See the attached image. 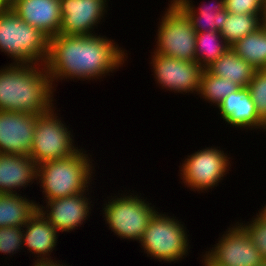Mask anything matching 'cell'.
<instances>
[{
	"instance_id": "obj_1",
	"label": "cell",
	"mask_w": 266,
	"mask_h": 266,
	"mask_svg": "<svg viewBox=\"0 0 266 266\" xmlns=\"http://www.w3.org/2000/svg\"><path fill=\"white\" fill-rule=\"evenodd\" d=\"M124 55L111 40L100 35L58 34L49 39L45 65L51 83L64 77L90 79L118 68L124 62Z\"/></svg>"
},
{
	"instance_id": "obj_2",
	"label": "cell",
	"mask_w": 266,
	"mask_h": 266,
	"mask_svg": "<svg viewBox=\"0 0 266 266\" xmlns=\"http://www.w3.org/2000/svg\"><path fill=\"white\" fill-rule=\"evenodd\" d=\"M10 65L0 70V110L32 115L49 112L53 84L46 65L42 71L33 64Z\"/></svg>"
},
{
	"instance_id": "obj_3",
	"label": "cell",
	"mask_w": 266,
	"mask_h": 266,
	"mask_svg": "<svg viewBox=\"0 0 266 266\" xmlns=\"http://www.w3.org/2000/svg\"><path fill=\"white\" fill-rule=\"evenodd\" d=\"M87 158L86 154L77 150L71 156L37 166V177L48 201L85 192L92 168Z\"/></svg>"
},
{
	"instance_id": "obj_4",
	"label": "cell",
	"mask_w": 266,
	"mask_h": 266,
	"mask_svg": "<svg viewBox=\"0 0 266 266\" xmlns=\"http://www.w3.org/2000/svg\"><path fill=\"white\" fill-rule=\"evenodd\" d=\"M0 49L16 59V64L34 63L35 66L40 60L46 64L49 38L20 19L14 11H1Z\"/></svg>"
},
{
	"instance_id": "obj_5",
	"label": "cell",
	"mask_w": 266,
	"mask_h": 266,
	"mask_svg": "<svg viewBox=\"0 0 266 266\" xmlns=\"http://www.w3.org/2000/svg\"><path fill=\"white\" fill-rule=\"evenodd\" d=\"M163 17L158 29L156 53L182 61H196V32L190 18L174 2Z\"/></svg>"
},
{
	"instance_id": "obj_6",
	"label": "cell",
	"mask_w": 266,
	"mask_h": 266,
	"mask_svg": "<svg viewBox=\"0 0 266 266\" xmlns=\"http://www.w3.org/2000/svg\"><path fill=\"white\" fill-rule=\"evenodd\" d=\"M178 222L156 211L140 240L146 253L160 261L182 258L188 249V239L184 226Z\"/></svg>"
},
{
	"instance_id": "obj_7",
	"label": "cell",
	"mask_w": 266,
	"mask_h": 266,
	"mask_svg": "<svg viewBox=\"0 0 266 266\" xmlns=\"http://www.w3.org/2000/svg\"><path fill=\"white\" fill-rule=\"evenodd\" d=\"M57 117L53 109L45 114L36 115V127L29 156L37 166L71 156L78 150L73 146L70 131Z\"/></svg>"
},
{
	"instance_id": "obj_8",
	"label": "cell",
	"mask_w": 266,
	"mask_h": 266,
	"mask_svg": "<svg viewBox=\"0 0 266 266\" xmlns=\"http://www.w3.org/2000/svg\"><path fill=\"white\" fill-rule=\"evenodd\" d=\"M108 203L104 214L111 230L121 238L140 241L156 210L132 195Z\"/></svg>"
},
{
	"instance_id": "obj_9",
	"label": "cell",
	"mask_w": 266,
	"mask_h": 266,
	"mask_svg": "<svg viewBox=\"0 0 266 266\" xmlns=\"http://www.w3.org/2000/svg\"><path fill=\"white\" fill-rule=\"evenodd\" d=\"M185 159L181 175L191 189L206 190L215 186L226 174L229 160L223 151L207 148Z\"/></svg>"
},
{
	"instance_id": "obj_10",
	"label": "cell",
	"mask_w": 266,
	"mask_h": 266,
	"mask_svg": "<svg viewBox=\"0 0 266 266\" xmlns=\"http://www.w3.org/2000/svg\"><path fill=\"white\" fill-rule=\"evenodd\" d=\"M227 232L214 251L208 252L215 262L225 266H260L266 262L242 224Z\"/></svg>"
},
{
	"instance_id": "obj_11",
	"label": "cell",
	"mask_w": 266,
	"mask_h": 266,
	"mask_svg": "<svg viewBox=\"0 0 266 266\" xmlns=\"http://www.w3.org/2000/svg\"><path fill=\"white\" fill-rule=\"evenodd\" d=\"M154 54L151 63H153L155 77L162 87L174 92H199L204 70L197 61L187 62L155 52Z\"/></svg>"
},
{
	"instance_id": "obj_12",
	"label": "cell",
	"mask_w": 266,
	"mask_h": 266,
	"mask_svg": "<svg viewBox=\"0 0 266 266\" xmlns=\"http://www.w3.org/2000/svg\"><path fill=\"white\" fill-rule=\"evenodd\" d=\"M35 127L36 115L0 110V153L29 156Z\"/></svg>"
},
{
	"instance_id": "obj_13",
	"label": "cell",
	"mask_w": 266,
	"mask_h": 266,
	"mask_svg": "<svg viewBox=\"0 0 266 266\" xmlns=\"http://www.w3.org/2000/svg\"><path fill=\"white\" fill-rule=\"evenodd\" d=\"M105 2L106 0H60L62 21L59 34L92 35L90 30L103 16Z\"/></svg>"
},
{
	"instance_id": "obj_14",
	"label": "cell",
	"mask_w": 266,
	"mask_h": 266,
	"mask_svg": "<svg viewBox=\"0 0 266 266\" xmlns=\"http://www.w3.org/2000/svg\"><path fill=\"white\" fill-rule=\"evenodd\" d=\"M13 11L49 39L59 34L62 21L60 0H18Z\"/></svg>"
},
{
	"instance_id": "obj_15",
	"label": "cell",
	"mask_w": 266,
	"mask_h": 266,
	"mask_svg": "<svg viewBox=\"0 0 266 266\" xmlns=\"http://www.w3.org/2000/svg\"><path fill=\"white\" fill-rule=\"evenodd\" d=\"M84 193L47 201L50 212L47 213L37 204V209L56 228L57 231H68L78 227L88 216L90 207ZM44 211V212H43ZM47 213V216H45Z\"/></svg>"
},
{
	"instance_id": "obj_16",
	"label": "cell",
	"mask_w": 266,
	"mask_h": 266,
	"mask_svg": "<svg viewBox=\"0 0 266 266\" xmlns=\"http://www.w3.org/2000/svg\"><path fill=\"white\" fill-rule=\"evenodd\" d=\"M218 108L222 118L233 127H262L263 120L258 116L247 87L230 93L218 104Z\"/></svg>"
},
{
	"instance_id": "obj_17",
	"label": "cell",
	"mask_w": 266,
	"mask_h": 266,
	"mask_svg": "<svg viewBox=\"0 0 266 266\" xmlns=\"http://www.w3.org/2000/svg\"><path fill=\"white\" fill-rule=\"evenodd\" d=\"M35 178L37 165L30 156L0 153V194H12Z\"/></svg>"
},
{
	"instance_id": "obj_18",
	"label": "cell",
	"mask_w": 266,
	"mask_h": 266,
	"mask_svg": "<svg viewBox=\"0 0 266 266\" xmlns=\"http://www.w3.org/2000/svg\"><path fill=\"white\" fill-rule=\"evenodd\" d=\"M27 226V227H26ZM22 242L31 252L40 254L41 260H49V252L54 249L57 242L56 228L37 209L24 225ZM42 254V256H41ZM44 256V257H43ZM46 256V258H45Z\"/></svg>"
},
{
	"instance_id": "obj_19",
	"label": "cell",
	"mask_w": 266,
	"mask_h": 266,
	"mask_svg": "<svg viewBox=\"0 0 266 266\" xmlns=\"http://www.w3.org/2000/svg\"><path fill=\"white\" fill-rule=\"evenodd\" d=\"M206 70L212 75L229 79L239 87H247L256 69L230 47Z\"/></svg>"
},
{
	"instance_id": "obj_20",
	"label": "cell",
	"mask_w": 266,
	"mask_h": 266,
	"mask_svg": "<svg viewBox=\"0 0 266 266\" xmlns=\"http://www.w3.org/2000/svg\"><path fill=\"white\" fill-rule=\"evenodd\" d=\"M190 18L196 33H204L207 31L220 32L227 18V10L225 9V0H219L217 5H211L199 8V16L196 14L194 6L189 0H173ZM194 9V10H193ZM196 16V17H195ZM205 21V23L203 21ZM203 23V24H202ZM207 28V29H206Z\"/></svg>"
},
{
	"instance_id": "obj_21",
	"label": "cell",
	"mask_w": 266,
	"mask_h": 266,
	"mask_svg": "<svg viewBox=\"0 0 266 266\" xmlns=\"http://www.w3.org/2000/svg\"><path fill=\"white\" fill-rule=\"evenodd\" d=\"M37 210L33 201L14 193L0 194V227H22Z\"/></svg>"
},
{
	"instance_id": "obj_22",
	"label": "cell",
	"mask_w": 266,
	"mask_h": 266,
	"mask_svg": "<svg viewBox=\"0 0 266 266\" xmlns=\"http://www.w3.org/2000/svg\"><path fill=\"white\" fill-rule=\"evenodd\" d=\"M231 49L256 70L266 69V25L237 41Z\"/></svg>"
},
{
	"instance_id": "obj_23",
	"label": "cell",
	"mask_w": 266,
	"mask_h": 266,
	"mask_svg": "<svg viewBox=\"0 0 266 266\" xmlns=\"http://www.w3.org/2000/svg\"><path fill=\"white\" fill-rule=\"evenodd\" d=\"M217 39H220L221 41L219 40L218 42ZM195 46L196 61L203 70H206L209 66H211L230 48L220 32L216 31L196 33Z\"/></svg>"
},
{
	"instance_id": "obj_24",
	"label": "cell",
	"mask_w": 266,
	"mask_h": 266,
	"mask_svg": "<svg viewBox=\"0 0 266 266\" xmlns=\"http://www.w3.org/2000/svg\"><path fill=\"white\" fill-rule=\"evenodd\" d=\"M258 15L259 14H231L227 12V18L220 30V34L225 39L226 43L231 47L249 33L260 28L264 24V18L260 19Z\"/></svg>"
},
{
	"instance_id": "obj_25",
	"label": "cell",
	"mask_w": 266,
	"mask_h": 266,
	"mask_svg": "<svg viewBox=\"0 0 266 266\" xmlns=\"http://www.w3.org/2000/svg\"><path fill=\"white\" fill-rule=\"evenodd\" d=\"M240 87L231 82L229 79H225L216 75H212L207 70H204L201 76L199 93L203 97L215 104H218L227 97L230 93L237 91Z\"/></svg>"
},
{
	"instance_id": "obj_26",
	"label": "cell",
	"mask_w": 266,
	"mask_h": 266,
	"mask_svg": "<svg viewBox=\"0 0 266 266\" xmlns=\"http://www.w3.org/2000/svg\"><path fill=\"white\" fill-rule=\"evenodd\" d=\"M247 88L258 116L264 120L266 118V69L255 70Z\"/></svg>"
},
{
	"instance_id": "obj_27",
	"label": "cell",
	"mask_w": 266,
	"mask_h": 266,
	"mask_svg": "<svg viewBox=\"0 0 266 266\" xmlns=\"http://www.w3.org/2000/svg\"><path fill=\"white\" fill-rule=\"evenodd\" d=\"M21 227H0V252L1 253H12L21 246L23 238V229Z\"/></svg>"
},
{
	"instance_id": "obj_28",
	"label": "cell",
	"mask_w": 266,
	"mask_h": 266,
	"mask_svg": "<svg viewBox=\"0 0 266 266\" xmlns=\"http://www.w3.org/2000/svg\"><path fill=\"white\" fill-rule=\"evenodd\" d=\"M252 222L242 227L266 261V220L257 215Z\"/></svg>"
},
{
	"instance_id": "obj_29",
	"label": "cell",
	"mask_w": 266,
	"mask_h": 266,
	"mask_svg": "<svg viewBox=\"0 0 266 266\" xmlns=\"http://www.w3.org/2000/svg\"><path fill=\"white\" fill-rule=\"evenodd\" d=\"M225 9L231 14H260L262 12L260 14L262 18L265 17L266 12L256 0H225Z\"/></svg>"
},
{
	"instance_id": "obj_30",
	"label": "cell",
	"mask_w": 266,
	"mask_h": 266,
	"mask_svg": "<svg viewBox=\"0 0 266 266\" xmlns=\"http://www.w3.org/2000/svg\"><path fill=\"white\" fill-rule=\"evenodd\" d=\"M18 0H0L1 11H13L17 6Z\"/></svg>"
},
{
	"instance_id": "obj_31",
	"label": "cell",
	"mask_w": 266,
	"mask_h": 266,
	"mask_svg": "<svg viewBox=\"0 0 266 266\" xmlns=\"http://www.w3.org/2000/svg\"><path fill=\"white\" fill-rule=\"evenodd\" d=\"M34 266H63V265H60L59 263L57 264V261H56V263H54L51 259L50 260H41L39 258V259H37V261H35Z\"/></svg>"
},
{
	"instance_id": "obj_32",
	"label": "cell",
	"mask_w": 266,
	"mask_h": 266,
	"mask_svg": "<svg viewBox=\"0 0 266 266\" xmlns=\"http://www.w3.org/2000/svg\"><path fill=\"white\" fill-rule=\"evenodd\" d=\"M204 257H206L204 259L205 266H225L215 262L208 254L204 255Z\"/></svg>"
},
{
	"instance_id": "obj_33",
	"label": "cell",
	"mask_w": 266,
	"mask_h": 266,
	"mask_svg": "<svg viewBox=\"0 0 266 266\" xmlns=\"http://www.w3.org/2000/svg\"><path fill=\"white\" fill-rule=\"evenodd\" d=\"M263 209V211L259 212V216L266 220V206Z\"/></svg>"
},
{
	"instance_id": "obj_34",
	"label": "cell",
	"mask_w": 266,
	"mask_h": 266,
	"mask_svg": "<svg viewBox=\"0 0 266 266\" xmlns=\"http://www.w3.org/2000/svg\"><path fill=\"white\" fill-rule=\"evenodd\" d=\"M266 10V0H256Z\"/></svg>"
},
{
	"instance_id": "obj_35",
	"label": "cell",
	"mask_w": 266,
	"mask_h": 266,
	"mask_svg": "<svg viewBox=\"0 0 266 266\" xmlns=\"http://www.w3.org/2000/svg\"><path fill=\"white\" fill-rule=\"evenodd\" d=\"M262 128L266 129V118L262 121Z\"/></svg>"
},
{
	"instance_id": "obj_36",
	"label": "cell",
	"mask_w": 266,
	"mask_h": 266,
	"mask_svg": "<svg viewBox=\"0 0 266 266\" xmlns=\"http://www.w3.org/2000/svg\"><path fill=\"white\" fill-rule=\"evenodd\" d=\"M264 24L266 25V12H265V17H264Z\"/></svg>"
}]
</instances>
